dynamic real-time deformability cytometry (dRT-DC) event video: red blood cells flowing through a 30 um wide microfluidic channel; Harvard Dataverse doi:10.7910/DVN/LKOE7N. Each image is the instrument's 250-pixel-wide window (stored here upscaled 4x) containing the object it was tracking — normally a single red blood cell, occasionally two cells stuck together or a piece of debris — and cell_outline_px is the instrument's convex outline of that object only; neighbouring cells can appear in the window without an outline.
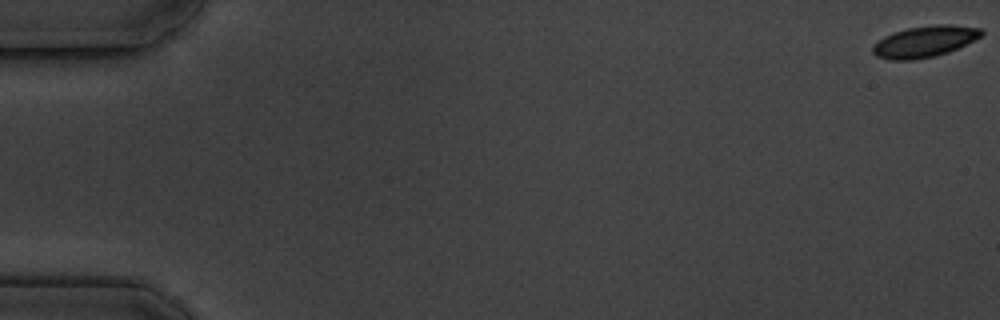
{"species": "common noctule bat (a hibernating species)", "species_latin": "Nyctalus noctula", "temperature_condition": "cold", "stored_images_in_passage": 4, "camera_frame_rate_fps": 3000, "um_per_image_px": 0.085, "animal": {"sex": "male", "body_mass_g": 19.5, "forearm_length_mm": 54.6}, "frame": {"image": 1, "passage_image": 1, "time_ms": 0.0, "image_size_px": [1000, 320], "cell_outline_px": [[984, 32], [980, 36], [948, 52], [932, 56], [912, 60], [888, 60], [876, 56], [872, 52], [872, 48], [884, 36], [908, 28], [936, 24], [948, 24], [980, 28]], "centroid_in_image_um": [78.56, 3.53], "position_along_channel_um": 6.4, "area_um2": 19.36}}